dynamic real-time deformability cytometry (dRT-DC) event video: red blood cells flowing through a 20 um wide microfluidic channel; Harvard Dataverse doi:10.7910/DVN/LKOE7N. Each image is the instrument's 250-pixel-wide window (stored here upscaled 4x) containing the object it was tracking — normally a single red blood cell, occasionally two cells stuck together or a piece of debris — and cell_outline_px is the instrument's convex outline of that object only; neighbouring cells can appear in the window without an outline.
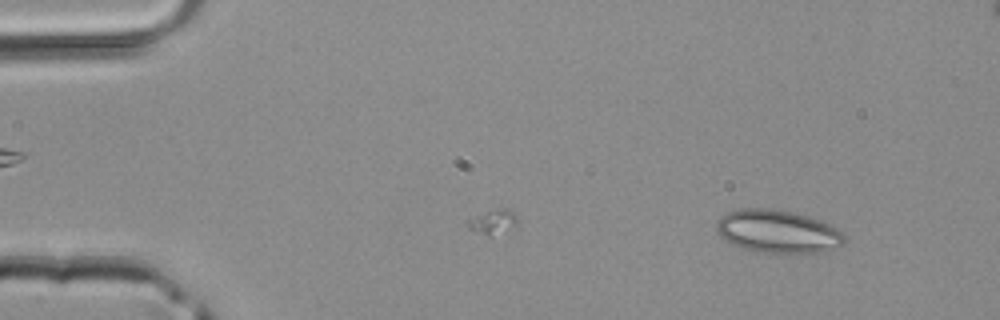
{"species": "common noctule bat (a hibernating species)", "species_latin": "Nyctalus noctula", "temperature_condition": "room temperature", "stored_images_in_passage": 4, "segment_of_instrument_passage": [1, 2], "camera_frame_rate_fps": 3000, "um_per_image_px": 0.085, "animal": {"sex": "male", "body_mass_g": 20.4}, "frame": {"image": 1, "passage_image": 1, "time_ms": 0.0, "image_size_px": [1000, 320], "cell_outline_px": [[844, 244], [824, 252], [756, 252], [740, 248], [732, 244], [720, 236], [716, 228], [716, 220], [720, 216], [728, 212], [740, 208], [768, 208], [792, 212], [808, 216], [820, 220], [836, 228], [844, 236]], "centroid_in_image_um": [66.06, 19.67], "position_along_channel_um": 18.9, "area_um2": 31.96}}